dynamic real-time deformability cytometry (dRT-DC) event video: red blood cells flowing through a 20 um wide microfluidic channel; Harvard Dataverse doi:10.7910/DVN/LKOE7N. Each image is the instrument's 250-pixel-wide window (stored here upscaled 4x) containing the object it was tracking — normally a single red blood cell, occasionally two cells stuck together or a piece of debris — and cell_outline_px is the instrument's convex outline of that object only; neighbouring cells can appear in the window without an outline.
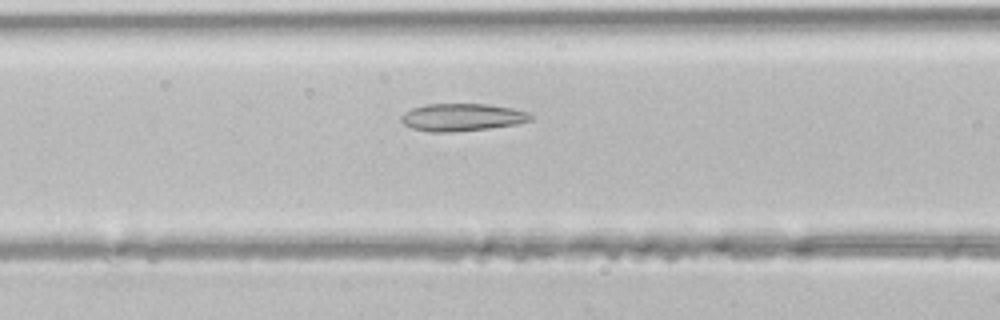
{"species": "common noctule bat (a hibernating species)", "species_latin": "Nyctalus noctula", "temperature_condition": "room temperature", "stored_images_in_passage": 18, "camera_frame_rate_fps": 3000, "um_per_image_px": 0.085, "animal": {"sex": "male", "body_mass_g": 21.5, "forearm_length_mm": 52.0}, "frame": {"image": 1, "passage_image": 11, "time_ms": 3.333, "image_size_px": [1000, 320], "cell_outline_px": [[532, 120], [516, 124], [488, 128], [452, 132], [428, 132], [412, 128], [404, 124], [400, 120], [400, 116], [412, 108], [428, 104], [488, 104], [512, 108], [528, 112], [532, 116]], "centroid_in_image_um": [39.26, 9.97], "position_along_channel_um": 127.3, "area_um2": 20.69}}
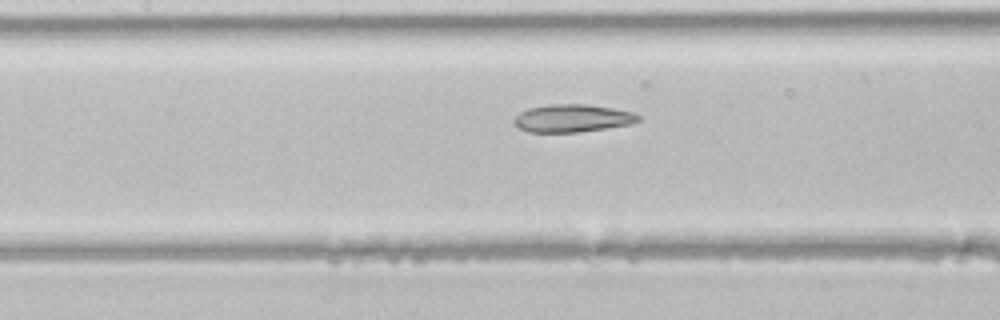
{"frame": {"image": 2, "passage_image": 13, "time_ms": 4.0, "image_size_px": [1000, 320], "cell_outline_px": [[640, 120], [632, 124], [580, 132], [528, 132], [520, 128], [512, 120], [520, 112], [528, 108], [548, 104], [588, 104], [612, 108], [632, 112], [640, 116]], "centroid_in_image_um": [48.66, 10.05], "position_along_channel_um": 158.7, "area_um2": 20.11}}
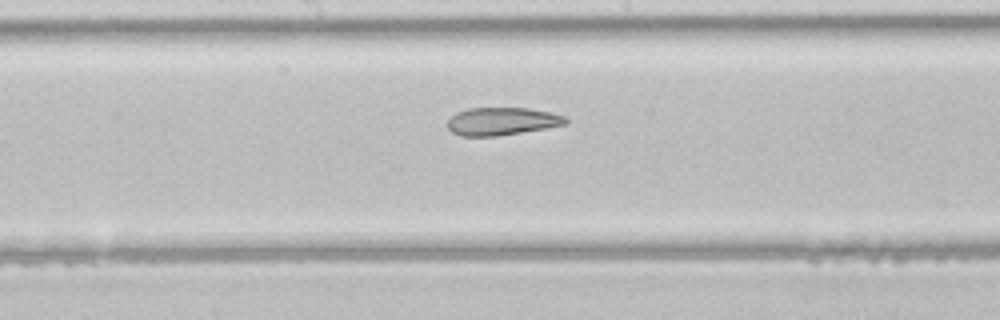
{"frame": {"image": 3, "passage_image": 16, "time_ms": 5.0, "image_size_px": [1000, 320], "cell_outline_px": [[568, 124], [496, 136], [460, 136], [452, 132], [448, 128], [448, 120], [456, 112], [468, 108], [528, 108], [548, 112], [564, 116], [568, 120]], "centroid_in_image_um": [42.63, 10.31], "position_along_channel_um": 205.6, "area_um2": 18.96}}